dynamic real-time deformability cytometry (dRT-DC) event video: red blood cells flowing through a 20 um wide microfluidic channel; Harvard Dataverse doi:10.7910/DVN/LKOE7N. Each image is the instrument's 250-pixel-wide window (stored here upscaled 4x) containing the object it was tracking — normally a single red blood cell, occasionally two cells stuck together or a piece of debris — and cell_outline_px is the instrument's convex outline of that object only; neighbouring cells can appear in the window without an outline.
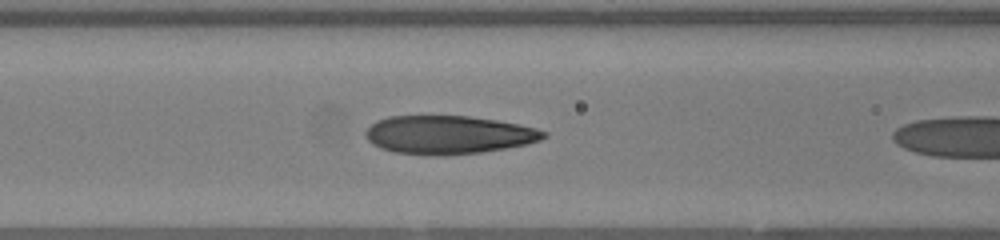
{"species": "human", "species_latin": "Homo sapiens", "temperature_condition": "warm", "stored_images_in_passage": 31, "camera_frame_rate_fps": 3000, "um_per_image_px": 0.085, "donor": {"sex": "female"}, "frame": {"image": 1, "passage_image": 11, "time_ms": 3.333, "image_size_px": [1000, 240], "cell_outline_px": [[548, 136], [540, 140], [528, 144], [480, 152], [444, 156], [436, 156], [392, 152], [380, 148], [372, 144], [364, 136], [364, 132], [376, 120], [388, 116], [468, 116], [496, 120], [536, 128], [548, 132]], "centroid_in_image_um": [38.09, 11.46], "position_along_channel_um": 128.5, "area_um2": 40.0}}
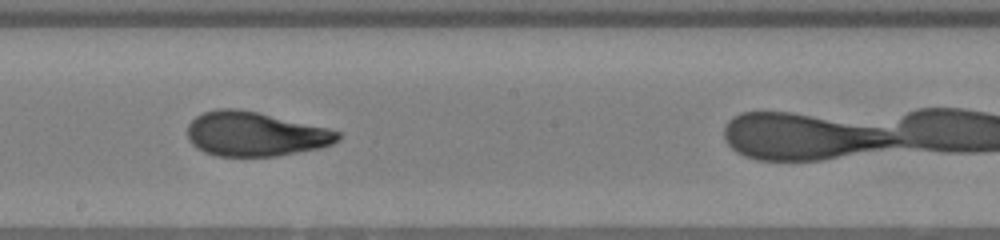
{"frame": {"image": 2, "passage_image": 18, "time_ms": 5.667, "image_size_px": [1000, 240], "cell_outline_px": [[340, 140], [332, 144], [320, 148], [276, 156], [216, 156], [204, 152], [196, 148], [188, 140], [188, 124], [196, 116], [204, 112], [216, 108], [236, 108], [256, 112], [328, 128], [340, 132]], "centroid_in_image_um": [21.66, 11.4], "position_along_channel_um": 226.5, "area_um2": 38.9}}
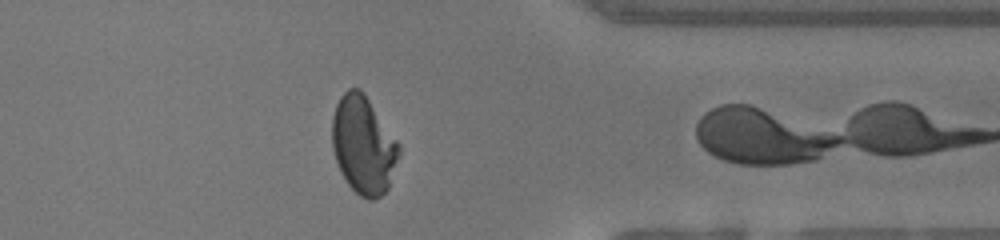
{"frame": {"image": 3, "passage_image": 30, "time_ms": 9.667, "image_size_px": [1000, 240], "cell_outline_px": [[400, 152], [388, 188], [380, 196], [372, 200], [368, 200], [360, 196], [348, 184], [340, 172], [332, 148], [332, 116], [336, 104], [340, 96], [348, 88], [360, 88], [364, 92], [400, 144]], "centroid_in_image_um": [30.88, 12.31], "position_along_channel_um": 380.5, "area_um2": 38.21}}